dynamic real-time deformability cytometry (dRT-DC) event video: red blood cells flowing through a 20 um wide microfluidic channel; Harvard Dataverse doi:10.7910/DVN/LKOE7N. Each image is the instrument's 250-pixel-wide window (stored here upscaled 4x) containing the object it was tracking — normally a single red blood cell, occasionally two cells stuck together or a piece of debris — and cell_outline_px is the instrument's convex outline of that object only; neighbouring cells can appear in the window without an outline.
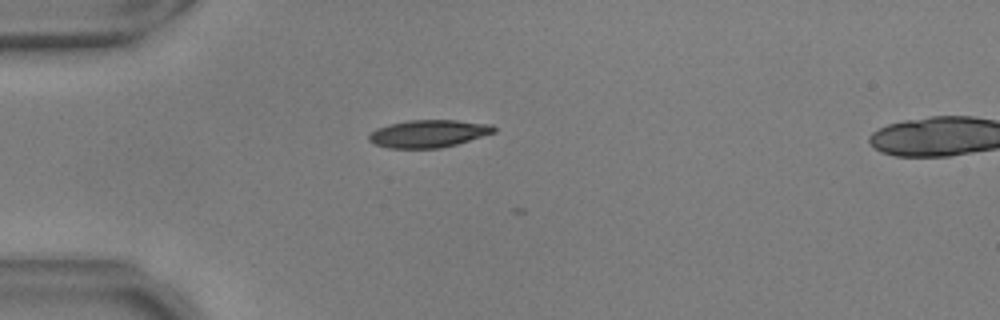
{"species": "common noctule bat (a hibernating species)", "species_latin": "Nyctalus noctula", "temperature_condition": "warm", "stored_images_in_passage": 2, "camera_frame_rate_fps": 3000, "um_per_image_px": 0.085, "animal": {"sex": "male", "body_mass_g": 17.9, "forearm_length_mm": 54.2}, "frame": {"image": 1, "passage_image": 1, "time_ms": 0.0, "image_size_px": [1000, 320], "cell_outline_px": [[496, 132], [456, 144], [440, 148], [388, 148], [376, 144], [368, 140], [368, 136], [376, 128], [388, 124], [408, 120], [456, 120], [492, 124], [496, 128]], "centroid_in_image_um": [36.42, 11.35], "position_along_channel_um": 48.6, "area_um2": 20.06}}